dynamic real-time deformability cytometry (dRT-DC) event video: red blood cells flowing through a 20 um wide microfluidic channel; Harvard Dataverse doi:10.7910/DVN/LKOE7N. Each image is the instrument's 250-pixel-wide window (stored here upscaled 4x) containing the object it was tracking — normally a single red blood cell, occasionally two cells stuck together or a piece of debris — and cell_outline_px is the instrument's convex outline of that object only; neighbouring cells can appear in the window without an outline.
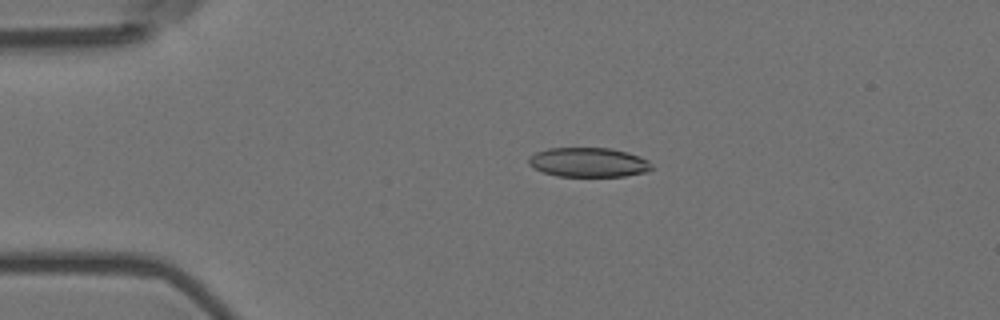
{"species": "Egyptian fruit bat (a non-hibernating species)", "species_latin": "Rousettus aegyptiacus", "temperature_condition": "room temperature", "stored_images_in_passage": 53, "camera_frame_rate_fps": 3000, "um_per_image_px": 0.085, "animal": {"sex": "female"}, "frame": {"image": 1, "passage_image": 12, "time_ms": 3.667, "image_size_px": [1000, 320], "cell_outline_px": [[656, 168], [648, 172], [624, 176], [556, 176], [544, 172], [528, 164], [528, 156], [536, 152], [548, 148], [612, 148], [628, 152], [640, 156], [648, 160]], "centroid_in_image_um": [50.07, 13.79], "position_along_channel_um": 34.9, "area_um2": 21.33}}
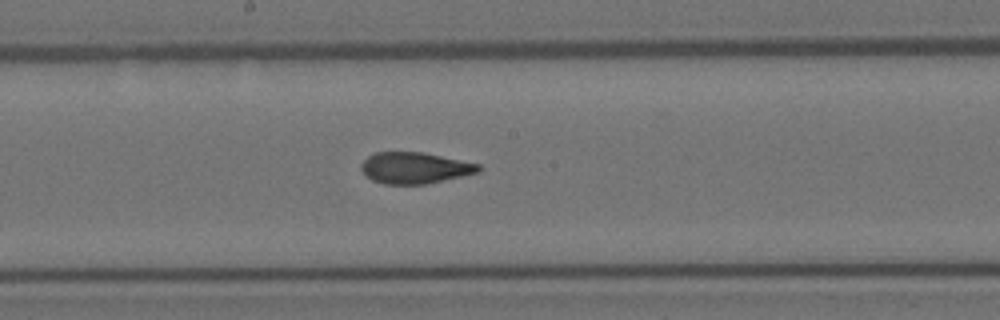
{"frame": {"image": 2, "passage_image": 30, "time_ms": 9.667, "image_size_px": [1000, 320], "cell_outline_px": [[480, 172], [424, 184], [384, 184], [372, 180], [360, 168], [360, 164], [368, 156], [376, 152], [420, 152], [480, 164]], "centroid_in_image_um": [35.23, 14.27], "position_along_channel_um": 213.0, "area_um2": 21.1}}
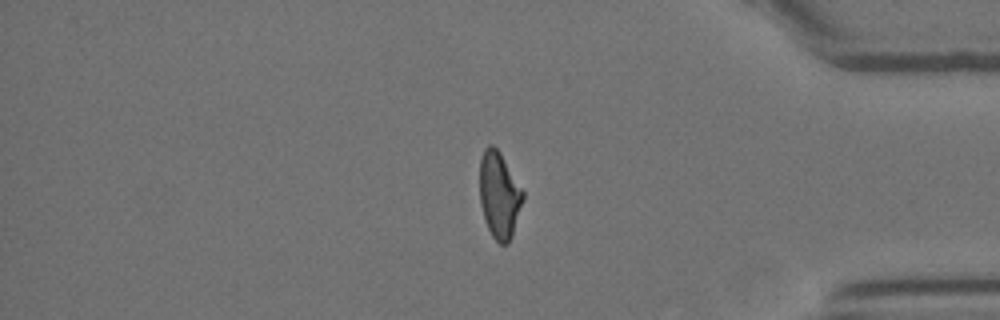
{"frame": {"image": 3, "passage_image": 47, "time_ms": 15.333, "image_size_px": [1000, 320], "cell_outline_px": [[524, 200], [512, 236], [508, 244], [500, 244], [492, 236], [488, 228], [480, 204], [480, 156], [484, 148], [488, 144], [492, 144], [500, 152], [524, 192]], "centroid_in_image_um": [42.44, 16.57], "position_along_channel_um": 392.8, "area_um2": 21.85}, "authors_computed_cell_mechanics": {"area_um2": 21.8484, "velocity_mm_per_s": 3.6235, "shape_relaxation_time_tau1_ms": 6.3484, "shape_relaxation_time_tau2_ms": 1.7889, "deformation_change_tau1": 0.1879, "deformation_change_tau2": 0.0806}}